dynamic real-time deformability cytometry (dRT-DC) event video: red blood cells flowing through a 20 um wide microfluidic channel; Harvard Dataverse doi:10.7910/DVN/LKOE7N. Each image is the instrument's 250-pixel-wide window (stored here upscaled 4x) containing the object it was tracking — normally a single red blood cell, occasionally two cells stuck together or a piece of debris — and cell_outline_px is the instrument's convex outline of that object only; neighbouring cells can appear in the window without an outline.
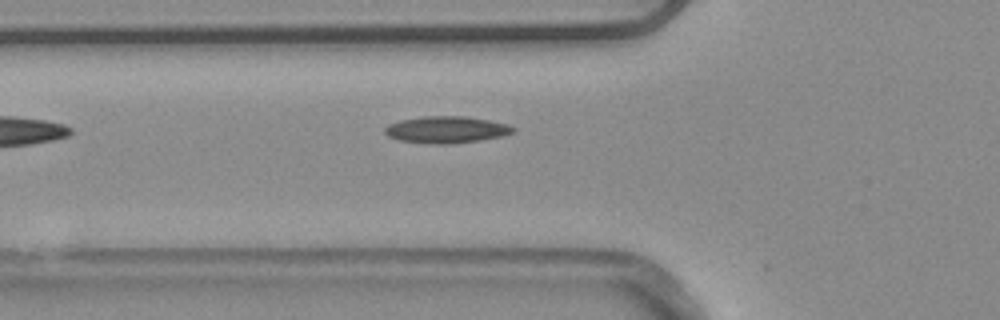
{"species": "common noctule bat (a hibernating species)", "species_latin": "Nyctalus noctula", "temperature_condition": "warm", "stored_images_in_passage": 6, "camera_frame_rate_fps": 3000, "um_per_image_px": 0.085, "animal": {"sex": "male", "body_mass_g": 20.4}, "frame": {"image": 1, "passage_image": 6, "time_ms": 1.667, "image_size_px": [1000, 320], "cell_outline_px": [[516, 132], [500, 136], [480, 140], [448, 144], [428, 144], [400, 140], [388, 136], [384, 132], [384, 128], [388, 124], [400, 120], [424, 116], [464, 116], [488, 120], [508, 124], [516, 128]], "centroid_in_image_um": [37.94, 11.02], "position_along_channel_um": 87.9, "area_um2": 20.06}}